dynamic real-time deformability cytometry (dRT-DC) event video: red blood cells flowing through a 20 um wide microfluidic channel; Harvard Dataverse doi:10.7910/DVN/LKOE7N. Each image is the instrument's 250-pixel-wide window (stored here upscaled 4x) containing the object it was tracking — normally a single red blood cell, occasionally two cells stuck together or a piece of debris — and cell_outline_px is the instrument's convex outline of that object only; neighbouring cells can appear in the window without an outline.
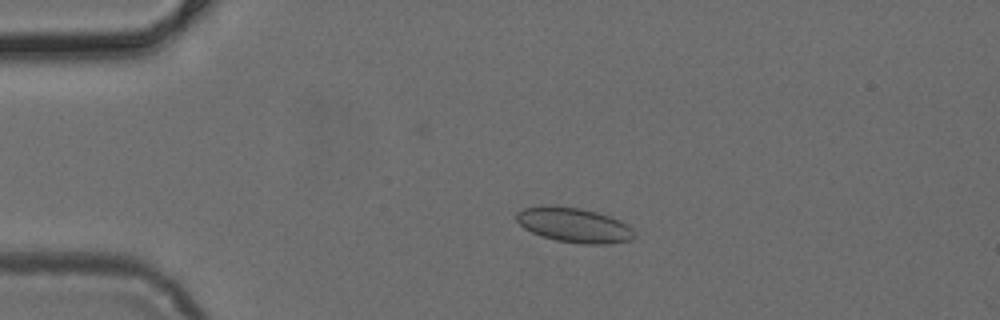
{"species": "common noctule bat (a hibernating species)", "species_latin": "Nyctalus noctula", "temperature_condition": "cold", "stored_images_in_passage": 49, "camera_frame_rate_fps": 3000, "um_per_image_px": 0.085, "animal": {"sex": "female", "body_mass_g": 24.6, "forearm_length_mm": 56.2}, "frame": {"image": 1, "passage_image": 10, "time_ms": 3.0, "image_size_px": [1000, 320], "cell_outline_px": [[636, 236], [632, 240], [604, 244], [584, 244], [556, 240], [532, 232], [524, 228], [516, 220], [516, 212], [524, 208], [580, 208], [596, 212], [620, 220], [628, 224], [632, 228]], "centroid_in_image_um": [48.87, 19.17], "position_along_channel_um": 36.1, "area_um2": 23.12}}
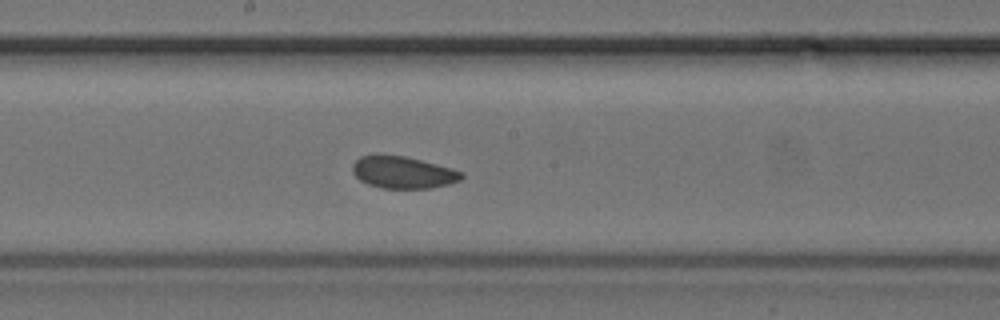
{"frame": {"image": 2, "passage_image": 26, "time_ms": 8.333, "image_size_px": [1000, 320], "cell_outline_px": [[464, 176], [460, 180], [448, 184], [432, 188], [380, 188], [368, 184], [360, 180], [352, 172], [352, 164], [360, 156], [376, 152], [404, 156], [452, 168], [460, 172]], "centroid_in_image_um": [34.18, 14.62], "position_along_channel_um": 214.0, "area_um2": 20.63}}
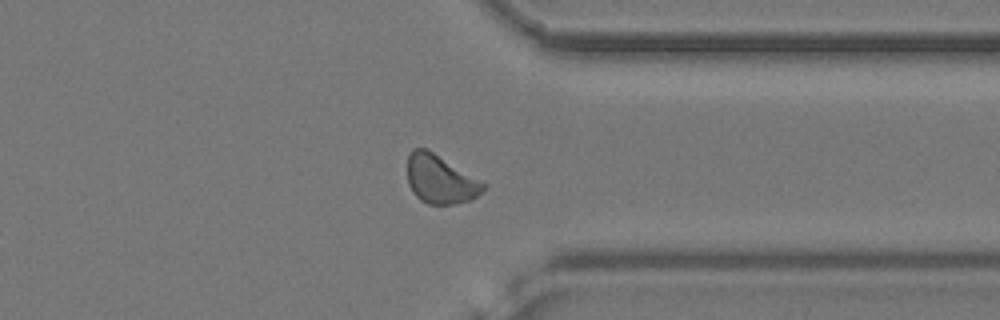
{"frame": {"image": 3, "passage_image": 38, "time_ms": 12.333, "image_size_px": [1000, 320], "cell_outline_px": [[488, 184], [472, 200], [452, 204], [428, 204], [420, 200], [412, 192], [408, 184], [408, 152], [412, 148], [428, 148]], "centroid_in_image_um": [37.42, 15.22], "position_along_channel_um": 374.0, "area_um2": 21.79}}